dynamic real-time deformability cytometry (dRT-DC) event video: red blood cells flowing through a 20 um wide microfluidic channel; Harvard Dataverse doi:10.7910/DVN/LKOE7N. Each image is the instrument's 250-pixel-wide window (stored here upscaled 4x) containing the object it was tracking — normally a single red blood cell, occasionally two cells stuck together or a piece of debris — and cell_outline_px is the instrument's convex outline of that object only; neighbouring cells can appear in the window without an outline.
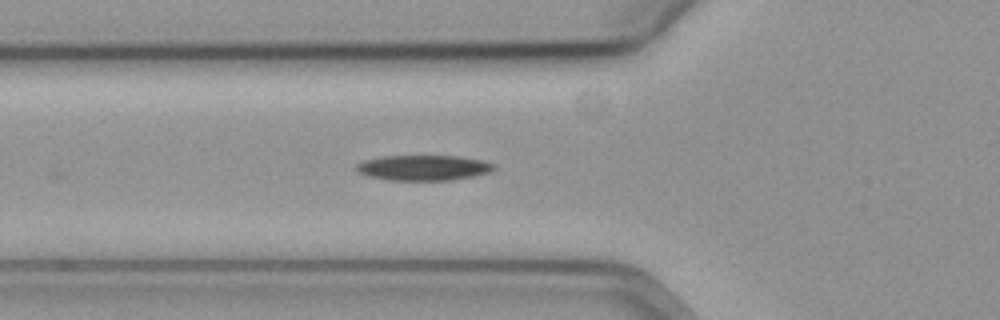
{"species": "common noctule bat (a hibernating species)", "species_latin": "Nyctalus noctula", "temperature_condition": "cold", "stored_images_in_passage": 24, "camera_frame_rate_fps": 3000, "um_per_image_px": 0.085, "animal": {"sex": "female", "body_mass_g": 19.3, "forearm_length_mm": 54.1}, "frame": {"image": 1, "passage_image": 2, "time_ms": 0.333, "image_size_px": [1000, 320], "cell_outline_px": [[496, 168], [488, 172], [472, 176], [452, 180], [388, 180], [368, 176], [356, 172], [356, 164], [364, 160], [384, 156], [460, 156], [480, 160], [496, 164]], "centroid_in_image_um": [35.97, 14.26], "position_along_channel_um": 89.8, "area_um2": 20.29}}
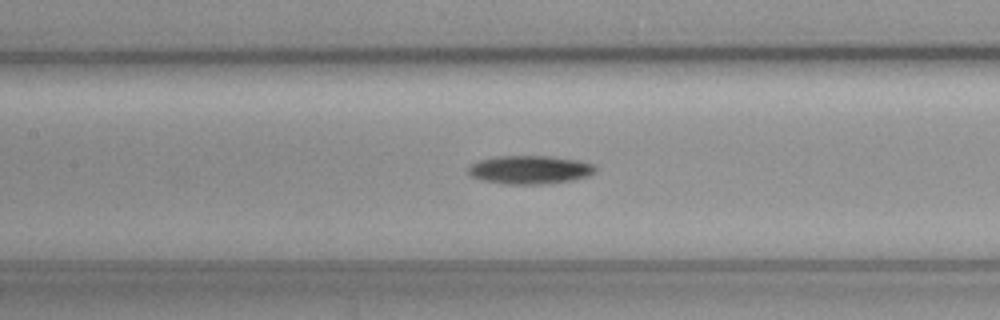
{"frame": {"image": 2, "passage_image": 8, "time_ms": 2.333, "image_size_px": [1000, 320], "cell_outline_px": [[596, 172], [588, 176], [572, 180], [548, 184], [504, 184], [480, 180], [472, 176], [468, 172], [468, 168], [472, 164], [480, 160], [496, 156], [552, 156], [580, 160], [596, 164]], "centroid_in_image_um": [45.09, 14.43], "position_along_channel_um": 162.3, "area_um2": 21.33}}
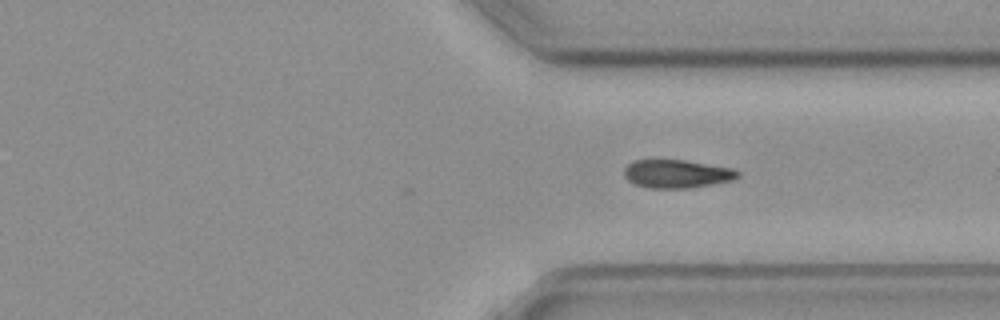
{"frame": {"image": 3, "passage_image": 24, "time_ms": 7.667, "image_size_px": [1000, 320], "cell_outline_px": [[740, 176], [732, 180], [692, 188], [648, 188], [636, 184], [628, 180], [624, 176], [624, 168], [628, 164], [636, 160], [684, 160], [736, 168], [740, 172]], "centroid_in_image_um": [57.57, 14.77], "position_along_channel_um": 353.8, "area_um2": 18.84}}